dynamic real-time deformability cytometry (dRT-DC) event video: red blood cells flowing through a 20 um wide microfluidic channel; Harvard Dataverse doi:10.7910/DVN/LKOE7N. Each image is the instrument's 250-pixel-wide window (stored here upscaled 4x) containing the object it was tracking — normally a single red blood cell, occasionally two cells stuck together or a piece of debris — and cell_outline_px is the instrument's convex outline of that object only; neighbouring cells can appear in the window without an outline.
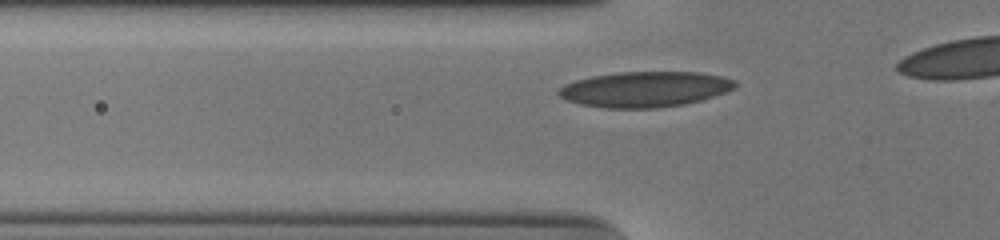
{"species": "human", "species_latin": "Homo sapiens", "temperature_condition": "cold", "stored_images_in_passage": 32, "camera_frame_rate_fps": 3000, "um_per_image_px": 0.085, "donor": {"sex": "male"}, "frame": {"image": 1, "passage_image": 5, "time_ms": 1.333, "image_size_px": [1000, 240], "cell_outline_px": [[736, 88], [700, 100], [684, 104], [656, 108], [604, 108], [580, 104], [568, 100], [560, 96], [556, 92], [564, 84], [576, 80], [592, 76], [620, 72], [700, 72], [724, 76], [736, 80]], "centroid_in_image_um": [54.83, 7.58], "position_along_channel_um": 71.0, "area_um2": 36.47}}
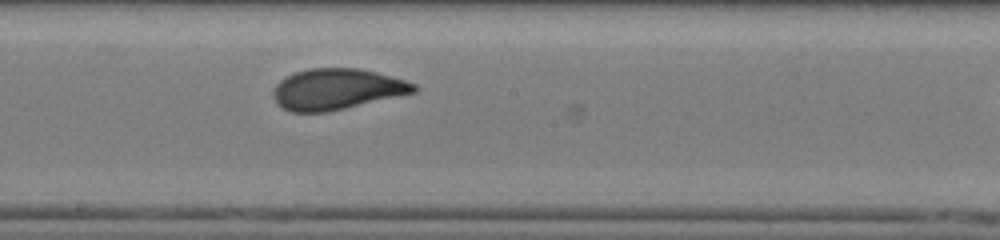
{"frame": {"image": 2, "passage_image": 17, "time_ms": 5.333, "image_size_px": [1000, 240], "cell_outline_px": [[416, 92], [328, 112], [292, 112], [276, 104], [272, 96], [272, 92], [276, 84], [280, 80], [296, 72], [308, 68], [356, 68], [376, 72], [404, 80], [416, 84]], "centroid_in_image_um": [28.59, 7.58], "position_along_channel_um": 219.6, "area_um2": 33.41}}
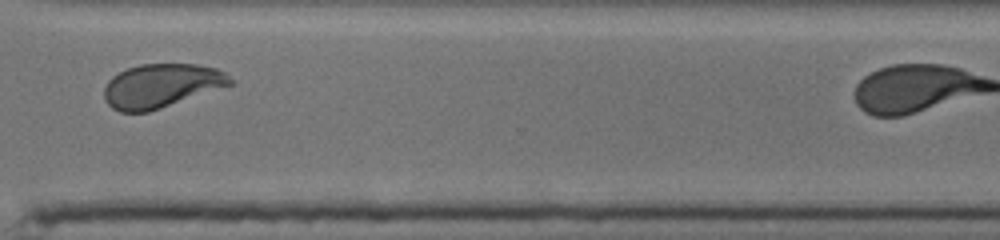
{"frame": {"image": 3, "passage_image": 28, "time_ms": 9.0, "image_size_px": [1000, 240], "cell_outline_px": [[236, 84], [148, 112], [120, 112], [112, 108], [104, 100], [104, 88], [108, 80], [112, 76], [128, 68], [140, 64], [196, 64], [216, 68], [224, 72]], "centroid_in_image_um": [13.72, 7.29], "position_along_channel_um": 356.9, "area_um2": 32.37}}